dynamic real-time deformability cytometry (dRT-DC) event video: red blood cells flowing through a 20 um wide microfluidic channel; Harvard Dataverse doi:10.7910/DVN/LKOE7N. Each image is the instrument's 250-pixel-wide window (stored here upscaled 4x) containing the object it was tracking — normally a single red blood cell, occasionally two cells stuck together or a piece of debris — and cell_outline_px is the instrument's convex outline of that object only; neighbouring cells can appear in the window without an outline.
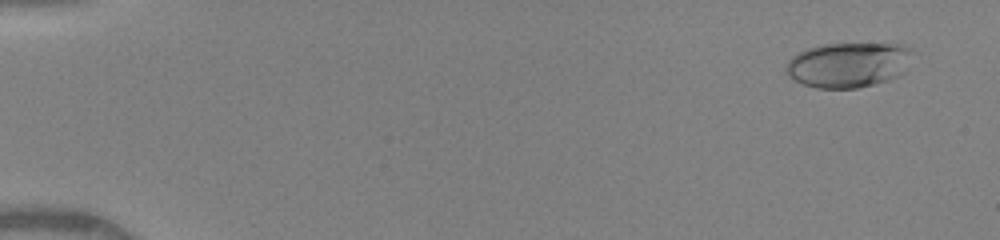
{"species": "human", "species_latin": "Homo sapiens", "temperature_condition": "warm", "stored_images_in_passage": 50, "camera_frame_rate_fps": 3000, "um_per_image_px": 0.085, "donor": {"sex": "female"}, "frame": {"image": 1, "passage_image": 3, "time_ms": 0.667, "image_size_px": [1000, 240], "cell_outline_px": [[912, 48], [904, 72], [888, 80], [856, 88], [816, 88], [804, 84], [788, 76], [784, 72], [784, 68], [788, 60], [792, 56], [808, 48], [824, 44], [908, 44]], "centroid_in_image_um": [72.07, 5.5], "position_along_channel_um": 12.9, "area_um2": 33.06}}
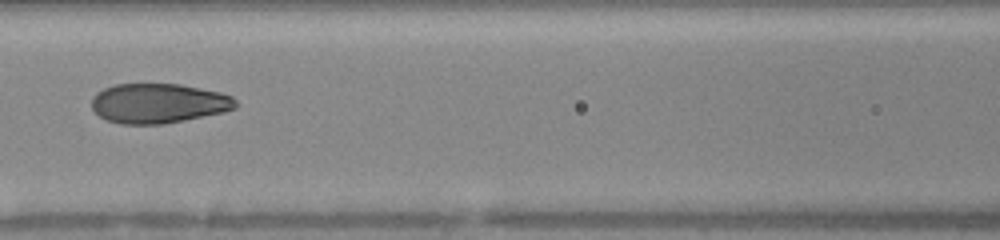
{"frame": {"image": 2, "passage_image": 24, "time_ms": 7.667, "image_size_px": [1000, 240], "cell_outline_px": [[240, 104], [236, 108], [224, 112], [164, 124], [120, 124], [104, 120], [92, 108], [92, 96], [96, 92], [104, 88], [116, 84], [180, 84], [220, 92], [232, 96]], "centroid_in_image_um": [13.47, 8.78], "position_along_channel_um": 153.1, "area_um2": 33.58}}
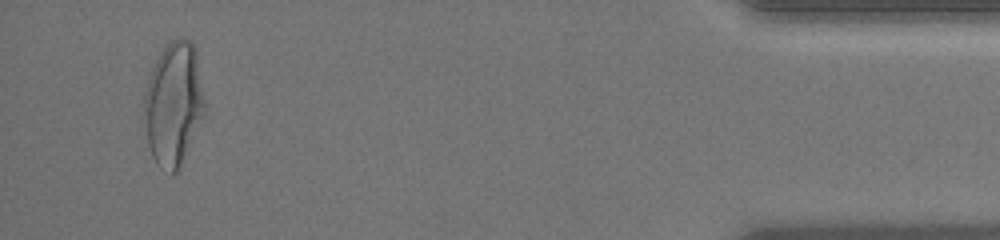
{"frame": {"image": 3, "passage_image": 48, "time_ms": 15.667, "image_size_px": [1000, 240], "cell_outline_px": [[204, 112], [180, 164], [176, 172], [172, 172], [160, 168], [156, 164], [152, 156], [148, 144], [144, 108], [144, 92], [148, 76], [160, 52], [176, 36], [180, 36], [192, 40], [196, 48], [204, 104]], "centroid_in_image_um": [14.73, 8.74], "position_along_channel_um": 420.5, "area_um2": 42.83}, "authors_computed_cell_mechanics": {"area_um2": 33.6685, "velocity_mm_per_s": 4.1153, "shape_relaxation_time_tau1_ms": 7.046, "shape_relaxation_time_tau2_ms": 0.6781, "deformation_change_tau1": 0.269, "deformation_change_tau2": 0.0625}}